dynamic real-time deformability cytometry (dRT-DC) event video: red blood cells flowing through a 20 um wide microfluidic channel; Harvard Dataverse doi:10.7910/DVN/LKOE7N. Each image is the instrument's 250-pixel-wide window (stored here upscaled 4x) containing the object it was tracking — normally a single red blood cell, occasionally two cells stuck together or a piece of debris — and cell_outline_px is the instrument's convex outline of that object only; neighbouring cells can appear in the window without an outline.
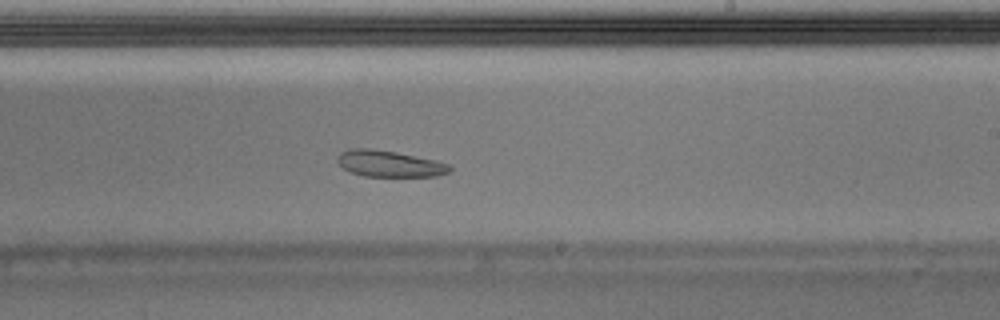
{"species": "Egyptian fruit bat (a non-hibernating species)", "species_latin": "Rousettus aegyptiacus", "temperature_condition": "warm", "stored_images_in_passage": 38, "segment_of_instrument_passage": [1, 2], "camera_frame_rate_fps": 3000, "um_per_image_px": 0.085, "animal": {"sex": "male"}, "frame": {"image": 1, "passage_image": 22, "time_ms": 7.0, "image_size_px": [1000, 320], "cell_outline_px": [[452, 168], [448, 172], [436, 176], [364, 176], [348, 172], [336, 160], [340, 152], [348, 148], [368, 148], [396, 152], [436, 160], [448, 164]], "centroid_in_image_um": [33.06, 13.91], "position_along_channel_um": 255.9, "area_um2": 17.22}}